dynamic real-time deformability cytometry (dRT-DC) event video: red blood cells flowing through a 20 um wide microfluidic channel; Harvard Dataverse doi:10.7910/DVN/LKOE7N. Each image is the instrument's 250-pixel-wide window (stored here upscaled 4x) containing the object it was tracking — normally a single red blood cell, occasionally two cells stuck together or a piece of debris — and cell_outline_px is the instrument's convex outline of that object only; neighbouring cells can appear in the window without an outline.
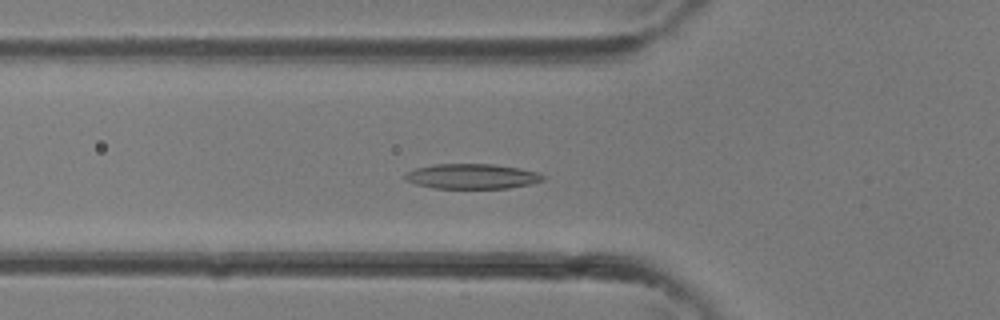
{"species": "common noctule bat (a hibernating species)", "species_latin": "Nyctalus noctula", "temperature_condition": "room temperature", "stored_images_in_passage": 36, "camera_frame_rate_fps": 3000, "um_per_image_px": 0.085, "animal": {"sex": "female"}, "frame": {"image": 1, "passage_image": 13, "time_ms": 4.0, "image_size_px": [1000, 320], "cell_outline_px": [[544, 180], [532, 184], [508, 188], [436, 188], [416, 184], [404, 180], [404, 176], [408, 172], [416, 168], [436, 164], [492, 164], [520, 168], [536, 172], [544, 176]], "centroid_in_image_um": [40.13, 14.99], "position_along_channel_um": 85.7, "area_um2": 20.0}}
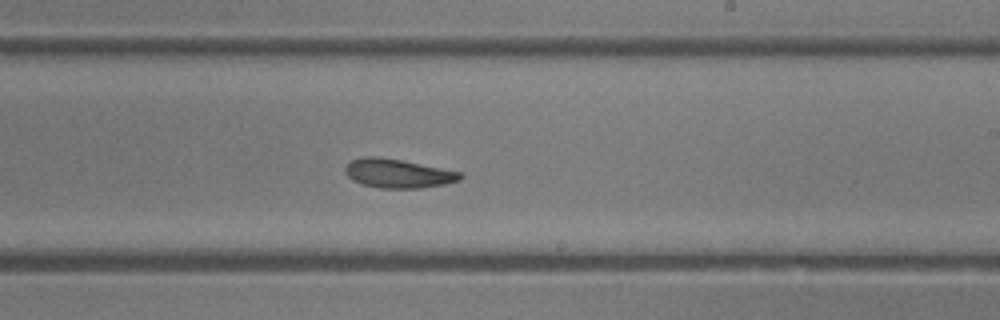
{"frame": {"image": 2, "passage_image": 22, "time_ms": 7.0, "image_size_px": [1000, 320], "cell_outline_px": [[464, 176], [460, 180], [444, 184], [420, 188], [380, 188], [364, 184], [352, 180], [344, 172], [344, 168], [352, 160], [364, 156], [380, 156], [460, 172]], "centroid_in_image_um": [33.8, 14.74], "position_along_channel_um": 255.2, "area_um2": 19.19}}
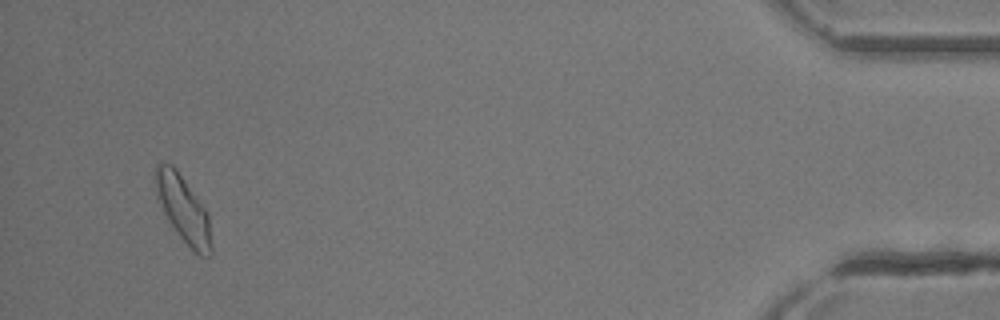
{"frame": {"image": 3, "passage_image": 35, "time_ms": 11.333, "image_size_px": [1000, 320], "cell_outline_px": [[212, 256], [200, 256], [180, 236], [168, 220], [156, 196], [152, 176], [156, 164], [172, 164], [208, 212], [212, 248]], "centroid_in_image_um": [15.55, 17.74], "position_along_channel_um": 419.7, "area_um2": 21.5}}